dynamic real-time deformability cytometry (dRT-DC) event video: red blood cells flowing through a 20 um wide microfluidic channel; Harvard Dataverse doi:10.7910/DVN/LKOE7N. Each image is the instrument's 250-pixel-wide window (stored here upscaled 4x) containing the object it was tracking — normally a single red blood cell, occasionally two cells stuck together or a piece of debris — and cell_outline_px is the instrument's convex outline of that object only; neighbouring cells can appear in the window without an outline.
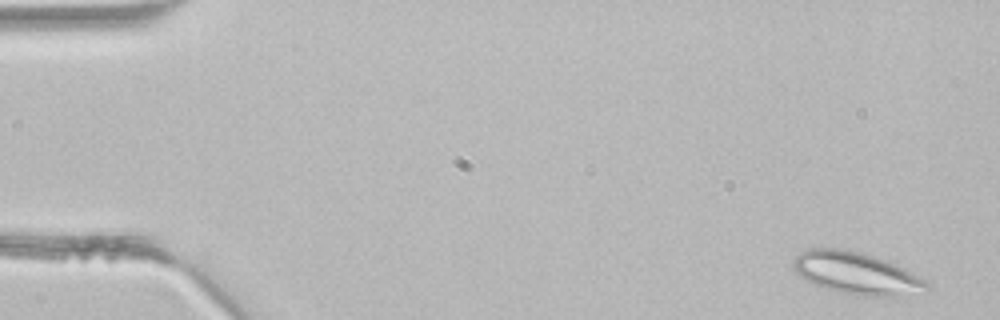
{"species": "common noctule bat (a hibernating species)", "species_latin": "Nyctalus noctula", "temperature_condition": "room temperature", "stored_images_in_passage": 4, "camera_frame_rate_fps": 3000, "um_per_image_px": 0.085, "animal": {"sex": "male", "body_mass_g": 21.5, "forearm_length_mm": 52.0}, "frame": {"image": 1, "passage_image": 1, "time_ms": 0.0, "image_size_px": [1000, 320], "cell_outline_px": [[932, 288], [896, 296], [856, 296], [824, 288], [800, 276], [792, 268], [792, 260], [800, 252], [808, 248], [844, 248], [860, 252], [896, 264], [904, 268], [924, 280]], "centroid_in_image_um": [72.73, 23.21], "position_along_channel_um": 12.3, "area_um2": 32.48}}